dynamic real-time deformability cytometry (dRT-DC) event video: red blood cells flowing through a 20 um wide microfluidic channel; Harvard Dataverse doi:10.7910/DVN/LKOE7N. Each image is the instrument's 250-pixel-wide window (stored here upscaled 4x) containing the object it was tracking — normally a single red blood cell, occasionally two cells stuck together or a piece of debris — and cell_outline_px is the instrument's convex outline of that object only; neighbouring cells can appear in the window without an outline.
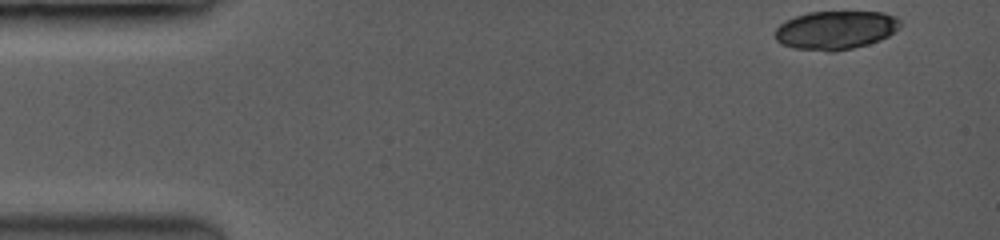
{"species": "common noctule bat (a hibernating species)", "species_latin": "Nyctalus noctula", "temperature_condition": "room temperature", "stored_images_in_passage": 4, "camera_frame_rate_fps": 3500, "um_per_image_px": 0.085, "animal": {"sex": "female", "body_mass_g": 19.0, "forearm_length_mm": 53.3}, "frame": {"image": 1, "passage_image": 1, "time_ms": 0.0, "image_size_px": [1000, 240], "cell_outline_px": [[900, 24], [888, 36], [868, 44], [852, 48], [828, 52], [796, 48], [784, 44], [776, 40], [776, 28], [780, 24], [796, 16], [812, 12], [880, 12], [892, 16], [900, 20]], "centroid_in_image_um": [71.01, 2.56], "position_along_channel_um": 14.0, "area_um2": 27.51}}